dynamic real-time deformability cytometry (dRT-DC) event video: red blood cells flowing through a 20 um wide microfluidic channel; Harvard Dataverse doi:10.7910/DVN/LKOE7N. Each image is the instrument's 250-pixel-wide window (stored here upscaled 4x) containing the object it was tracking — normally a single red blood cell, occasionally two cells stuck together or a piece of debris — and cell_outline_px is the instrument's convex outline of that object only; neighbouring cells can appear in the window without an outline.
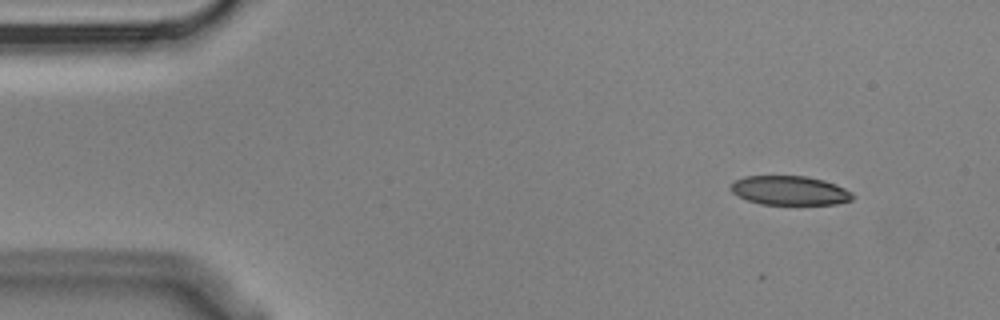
{"species": "Egyptian fruit bat (a non-hibernating species)", "species_latin": "Rousettus aegyptiacus", "temperature_condition": "cold", "stored_images_in_passage": 5, "camera_frame_rate_fps": 3000, "um_per_image_px": 0.085, "animal": {"sex": "male"}, "frame": {"image": 1, "passage_image": 1, "time_ms": 0.0, "image_size_px": [1000, 320], "cell_outline_px": [[856, 196], [852, 200], [836, 204], [760, 204], [748, 200], [732, 192], [728, 188], [736, 180], [744, 176], [804, 176], [824, 180], [836, 184], [852, 192]], "centroid_in_image_um": [67.15, 16.19], "position_along_channel_um": 17.8, "area_um2": 20.69}}
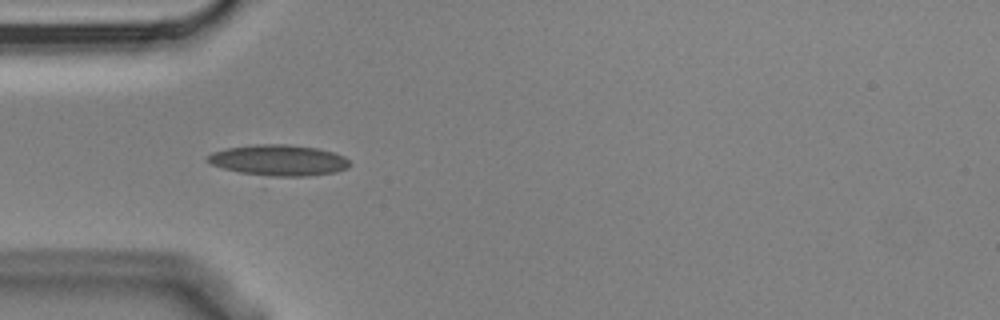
{"frame": {"image": 2, "passage_image": 4, "time_ms": 1.0, "image_size_px": [1000, 320], "cell_outline_px": [[352, 164], [348, 168], [336, 172], [264, 188], [212, 164], [208, 160], [208, 156], [212, 152], [228, 148], [256, 144], [284, 144], [316, 148], [332, 152], [344, 156]], "centroid_in_image_um": [23.6, 13.85], "position_along_channel_um": 61.4, "area_um2": 29.82}}
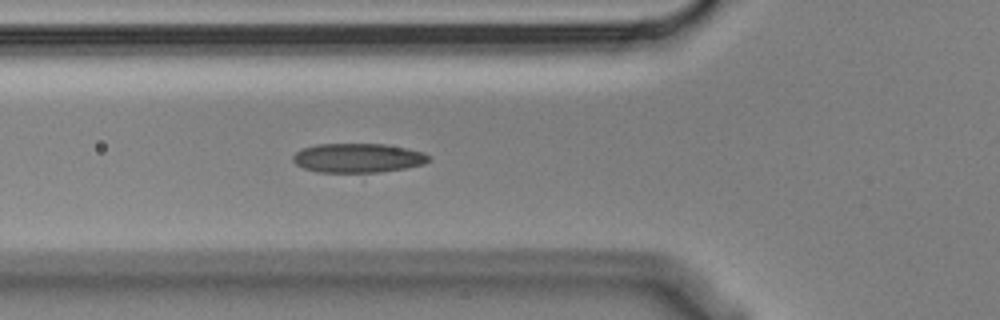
{"frame": {"image": 3, "passage_image": 5, "time_ms": 1.333, "image_size_px": [1000, 320], "cell_outline_px": [[428, 160], [424, 164], [404, 168], [380, 172], [316, 172], [304, 168], [296, 164], [292, 160], [292, 156], [300, 148], [316, 144], [384, 144], [424, 152], [428, 156]], "centroid_in_image_um": [30.36, 13.42], "position_along_channel_um": 95.4, "area_um2": 23.06}}